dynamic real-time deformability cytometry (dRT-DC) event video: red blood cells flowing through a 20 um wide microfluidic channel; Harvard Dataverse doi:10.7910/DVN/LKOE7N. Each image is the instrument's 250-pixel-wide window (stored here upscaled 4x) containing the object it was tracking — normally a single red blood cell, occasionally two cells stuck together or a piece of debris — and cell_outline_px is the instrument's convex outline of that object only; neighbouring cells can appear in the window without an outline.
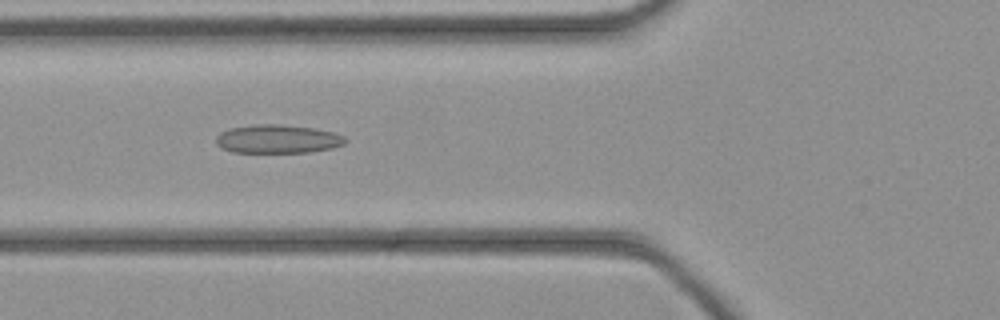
{"species": "common noctule bat (a hibernating species)", "species_latin": "Nyctalus noctula", "temperature_condition": "cold", "stored_images_in_passage": 44, "camera_frame_rate_fps": 3000, "um_per_image_px": 0.085, "animal": {"sex": "female", "body_mass_g": 21.9}, "frame": {"image": 1, "passage_image": 16, "time_ms": 5.0, "image_size_px": [1000, 320], "cell_outline_px": [[348, 140], [344, 144], [332, 148], [308, 152], [232, 152], [220, 148], [216, 144], [216, 136], [220, 132], [232, 128], [256, 124], [276, 124], [312, 128], [336, 132], [344, 136]], "centroid_in_image_um": [23.6, 11.82], "position_along_channel_um": 102.2, "area_um2": 21.5}}
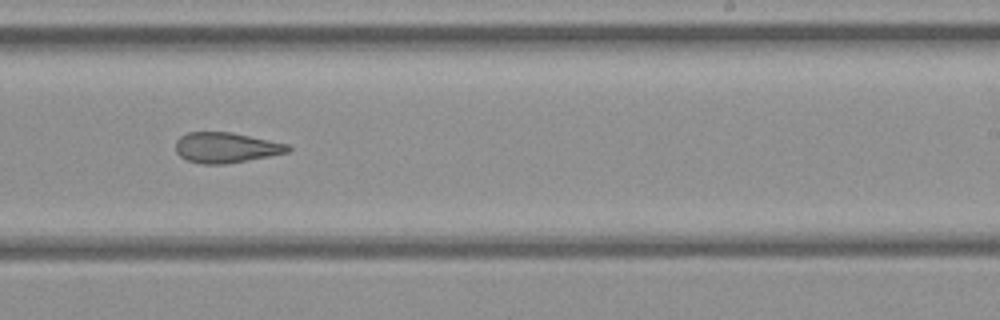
{"frame": {"image": 2, "passage_image": 27, "time_ms": 8.667, "image_size_px": [1000, 320], "cell_outline_px": [[292, 148], [288, 152], [268, 156], [224, 164], [204, 164], [188, 160], [180, 156], [176, 152], [176, 140], [180, 136], [188, 132], [232, 132], [288, 144]], "centroid_in_image_um": [19.19, 12.53], "position_along_channel_um": 269.8, "area_um2": 19.71}}
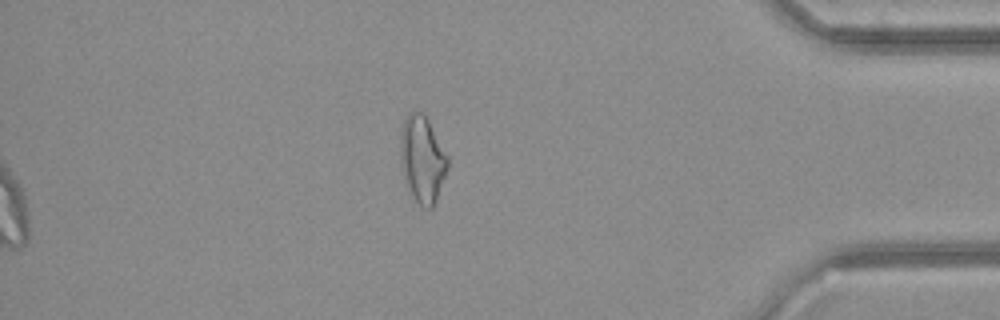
{"frame": {"image": 3, "passage_image": 38, "time_ms": 12.333, "image_size_px": [1000, 320], "cell_outline_px": [[448, 168], [436, 200], [432, 208], [424, 208], [412, 196], [404, 184], [400, 164], [400, 128], [408, 112], [412, 108], [420, 112], [428, 120], [448, 156]], "centroid_in_image_um": [35.86, 13.52], "position_along_channel_um": 399.3, "area_um2": 24.28}}